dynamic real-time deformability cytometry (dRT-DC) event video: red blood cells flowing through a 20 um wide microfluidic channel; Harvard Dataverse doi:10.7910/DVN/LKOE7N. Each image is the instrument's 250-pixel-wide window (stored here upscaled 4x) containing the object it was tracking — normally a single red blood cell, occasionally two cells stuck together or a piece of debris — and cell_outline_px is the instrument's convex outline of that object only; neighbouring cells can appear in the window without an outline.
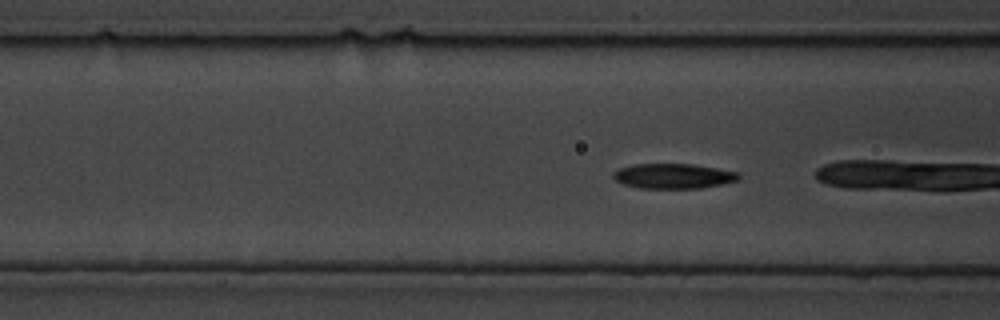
{"species": "common noctule bat (a hibernating species)", "species_latin": "Nyctalus noctula", "temperature_condition": "cold", "stored_images_in_passage": 8, "camera_frame_rate_fps": 3000, "um_per_image_px": 0.085, "animal": {"sex": "male", "body_mass_g": 19.5, "forearm_length_mm": 54.6}, "frame": {"image": 1, "passage_image": 5, "time_ms": 1.333, "image_size_px": [1000, 320], "cell_outline_px": [[740, 176], [736, 180], [724, 184], [700, 188], [640, 188], [624, 184], [616, 180], [612, 176], [612, 172], [620, 168], [632, 164], [692, 164], [740, 172]], "centroid_in_image_um": [57.23, 14.96], "position_along_channel_um": 109.4, "area_um2": 18.26}}